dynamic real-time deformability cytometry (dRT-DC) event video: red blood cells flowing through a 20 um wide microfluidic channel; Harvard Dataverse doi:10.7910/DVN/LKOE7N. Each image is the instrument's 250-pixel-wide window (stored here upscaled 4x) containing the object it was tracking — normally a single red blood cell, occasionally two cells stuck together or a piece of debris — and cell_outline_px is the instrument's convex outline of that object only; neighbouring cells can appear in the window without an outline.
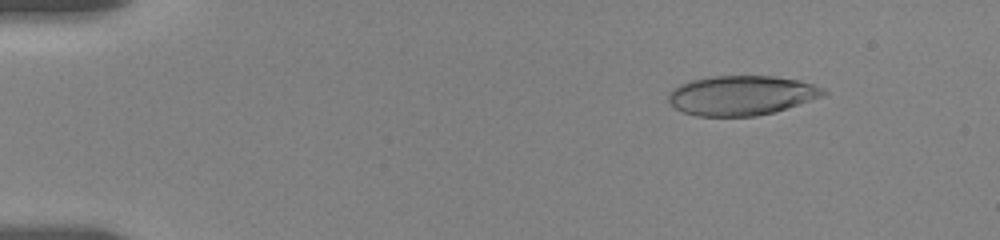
{"species": "human", "species_latin": "Homo sapiens", "temperature_condition": "room temperature", "stored_images_in_passage": 32, "camera_frame_rate_fps": 3000, "um_per_image_px": 0.085, "donor": {"sex": "female"}, "frame": {"image": 1, "passage_image": 4, "time_ms": 1.667, "image_size_px": [1000, 240], "cell_outline_px": [[828, 92], [824, 96], [772, 112], [756, 116], [696, 116], [684, 112], [668, 104], [668, 92], [672, 88], [680, 84], [692, 80], [712, 76], [772, 76], [800, 80], [824, 88]], "centroid_in_image_um": [62.99, 8.1], "position_along_channel_um": 22.0, "area_um2": 35.78}}
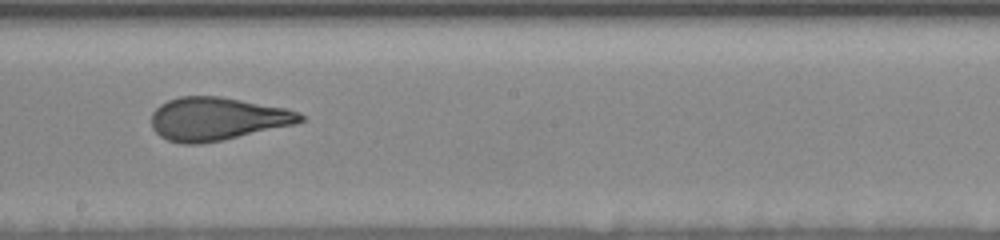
{"frame": {"image": 2, "passage_image": 18, "time_ms": 10.0, "image_size_px": [1000, 240], "cell_outline_px": [[304, 120], [292, 124], [224, 140], [200, 144], [180, 144], [168, 140], [160, 136], [152, 128], [152, 112], [160, 104], [168, 100], [180, 96], [220, 96], [284, 108], [296, 112], [304, 116]], "centroid_in_image_um": [18.39, 10.1], "position_along_channel_um": 229.8, "area_um2": 37.11}}
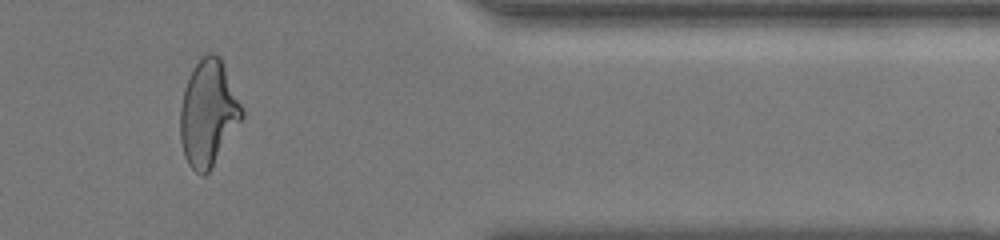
{"frame": {"image": 3, "passage_image": 27, "time_ms": 15.0, "image_size_px": [1000, 240], "cell_outline_px": [[244, 116], [208, 172], [204, 176], [196, 172], [188, 164], [184, 156], [180, 140], [180, 108], [184, 88], [192, 68], [200, 56], [208, 52], [212, 52], [220, 56], [244, 112]], "centroid_in_image_um": [17.67, 9.59], "position_along_channel_um": 393.7, "area_um2": 37.92}, "authors_computed_cell_mechanics": {"area_um2": 37.4255, "velocity_mm_per_s": 3.6378, "shape_relaxation_time_tau1_ms": 6.1651, "shape_relaxation_time_tau2_ms": 1.256, "deformation_change_tau1": 0.2089, "deformation_change_tau2": 0.088}}